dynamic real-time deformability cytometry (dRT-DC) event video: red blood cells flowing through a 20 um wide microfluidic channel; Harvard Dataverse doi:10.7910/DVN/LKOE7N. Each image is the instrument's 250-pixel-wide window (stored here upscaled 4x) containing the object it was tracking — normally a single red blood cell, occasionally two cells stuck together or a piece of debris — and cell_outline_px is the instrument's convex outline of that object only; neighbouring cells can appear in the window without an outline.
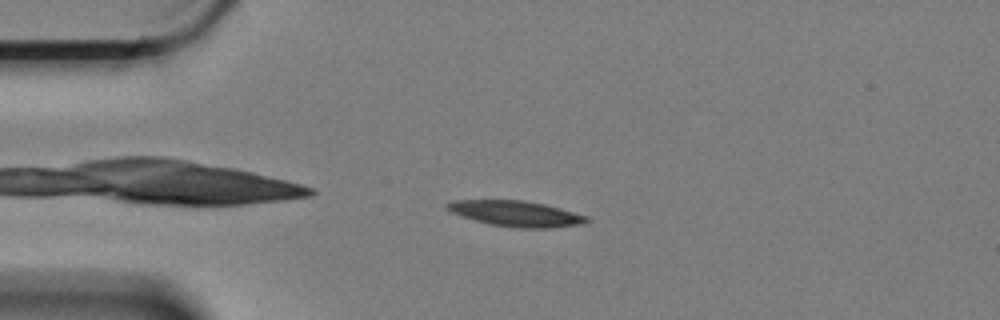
{"species": "Egyptian fruit bat (a non-hibernating species)", "species_latin": "Rousettus aegyptiacus", "temperature_condition": "cold", "stored_images_in_passage": 49, "camera_frame_rate_fps": 3000, "um_per_image_px": 0.085, "animal": {"sex": "female"}, "frame": {"image": 1, "passage_image": 3, "time_ms": 0.667, "image_size_px": [1000, 320], "cell_outline_px": [[592, 220], [580, 224], [552, 228], [512, 228], [488, 224], [452, 212], [444, 208], [444, 204], [452, 200], [524, 200], [544, 204], [560, 208], [588, 216]], "centroid_in_image_um": [43.86, 18.16], "position_along_channel_um": 41.1, "area_um2": 20.98}}
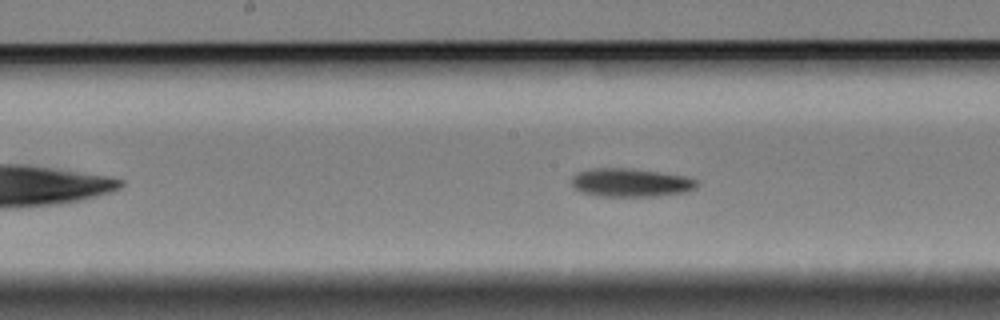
{"frame": {"image": 2, "passage_image": 19, "time_ms": 6.0, "image_size_px": [1000, 320], "cell_outline_px": [[700, 184], [696, 188], [688, 192], [656, 196], [600, 196], [580, 192], [572, 184], [572, 176], [576, 172], [592, 168], [632, 168], [660, 172], [684, 176], [700, 180]], "centroid_in_image_um": [53.65, 15.52], "position_along_channel_um": 194.5, "area_um2": 21.04}}
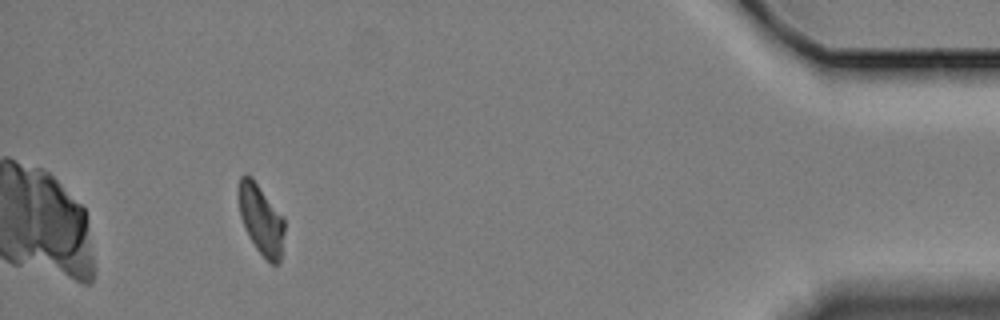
{"frame": {"image": 3, "passage_image": 44, "time_ms": 14.333, "image_size_px": [1000, 320], "cell_outline_px": [[284, 232], [280, 260], [276, 264], [272, 264], [256, 248], [240, 216], [240, 176], [244, 172], [252, 176], [284, 216]], "centroid_in_image_um": [22.23, 18.61], "position_along_channel_um": 413.0, "area_um2": 18.32}, "authors_computed_cell_mechanics": {"area_um2": 20.6924, "velocity_mm_per_s": 3.334, "shape_relaxation_time_tau1_ms": 4.333, "shape_relaxation_time_tau2_ms": null, "deformation_change_tau1": 0.1249, "deformation_change_tau2": null}}